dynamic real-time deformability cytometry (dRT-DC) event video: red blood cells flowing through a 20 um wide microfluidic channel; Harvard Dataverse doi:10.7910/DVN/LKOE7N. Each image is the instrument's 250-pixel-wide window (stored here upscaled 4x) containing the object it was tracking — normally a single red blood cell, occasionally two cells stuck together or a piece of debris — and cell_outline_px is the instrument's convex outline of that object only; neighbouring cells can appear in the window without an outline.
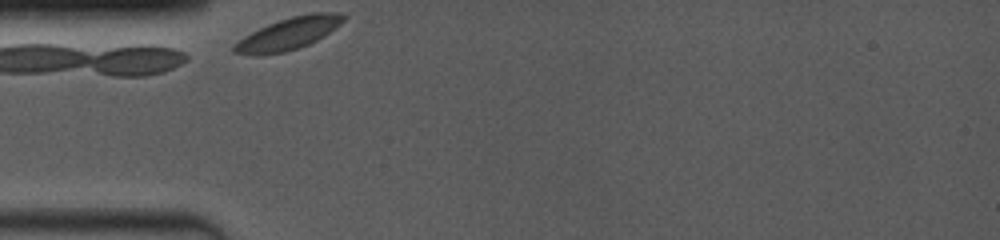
{"species": "common noctule bat (a hibernating species)", "species_latin": "Nyctalus noctula", "temperature_condition": "room temperature", "stored_images_in_passage": 8, "camera_frame_rate_fps": 4000, "um_per_image_px": 0.085, "animal": {"sex": "female", "body_mass_g": 19.0, "forearm_length_mm": 53.3}, "frame": {"image": 1, "passage_image": 1, "time_ms": 0.0, "image_size_px": [1000, 240], "cell_outline_px": [[348, 16], [340, 24], [324, 36], [300, 48], [284, 52], [256, 56], [232, 52], [232, 44], [244, 36], [268, 24], [292, 16], [312, 12], [340, 12]], "centroid_in_image_um": [24.52, 2.86], "position_along_channel_um": 60.5, "area_um2": 20.58}}